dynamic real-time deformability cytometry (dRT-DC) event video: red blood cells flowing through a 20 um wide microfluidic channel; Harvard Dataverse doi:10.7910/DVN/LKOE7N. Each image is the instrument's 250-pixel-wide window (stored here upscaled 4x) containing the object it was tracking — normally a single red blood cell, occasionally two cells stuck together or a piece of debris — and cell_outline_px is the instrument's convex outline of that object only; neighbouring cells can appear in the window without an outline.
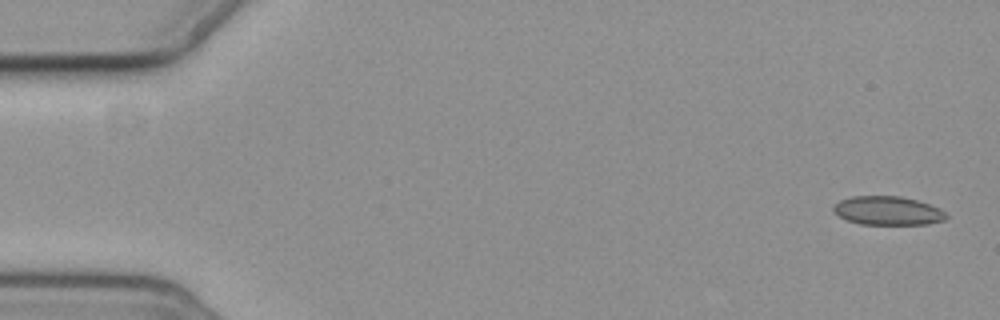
{"species": "common noctule bat (a hibernating species)", "species_latin": "Nyctalus noctula", "temperature_condition": "cold", "stored_images_in_passage": 3, "camera_frame_rate_fps": 3000, "um_per_image_px": 0.085, "animal": {"sex": "female", "body_mass_g": 19.3, "forearm_length_mm": 54.1}, "frame": {"image": 1, "passage_image": 1, "time_ms": 0.0, "image_size_px": [1000, 320], "cell_outline_px": [[948, 216], [944, 220], [928, 224], [860, 224], [848, 220], [832, 212], [832, 204], [840, 200], [852, 196], [900, 196], [916, 200], [940, 208]], "centroid_in_image_um": [75.42, 17.9], "position_along_channel_um": 9.6, "area_um2": 18.9}}